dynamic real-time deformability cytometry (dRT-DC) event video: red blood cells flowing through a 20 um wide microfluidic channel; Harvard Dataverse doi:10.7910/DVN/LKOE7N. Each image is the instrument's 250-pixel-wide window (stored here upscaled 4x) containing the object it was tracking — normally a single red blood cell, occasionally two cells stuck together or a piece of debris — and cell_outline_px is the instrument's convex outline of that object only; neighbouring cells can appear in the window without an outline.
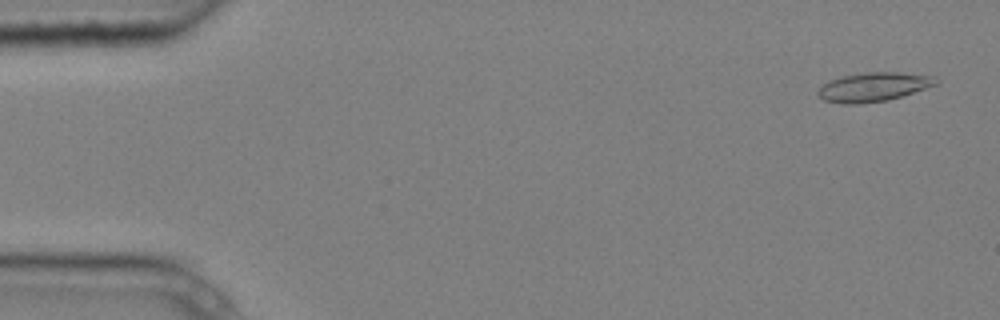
{"species": "common noctule bat (a hibernating species)", "species_latin": "Nyctalus noctula", "temperature_condition": "cold", "stored_images_in_passage": 3, "camera_frame_rate_fps": 3000, "um_per_image_px": 0.085, "animal": {"sex": "male", "body_mass_g": 20.4}, "frame": {"image": 1, "passage_image": 1, "time_ms": 0.0, "image_size_px": [1000, 320], "cell_outline_px": [[940, 84], [888, 100], [856, 104], [840, 104], [824, 100], [816, 92], [820, 84], [828, 80], [844, 76], [868, 72], [900, 72], [936, 76], [940, 80]], "centroid_in_image_um": [74.27, 7.38], "position_along_channel_um": 10.7, "area_um2": 20.23}}